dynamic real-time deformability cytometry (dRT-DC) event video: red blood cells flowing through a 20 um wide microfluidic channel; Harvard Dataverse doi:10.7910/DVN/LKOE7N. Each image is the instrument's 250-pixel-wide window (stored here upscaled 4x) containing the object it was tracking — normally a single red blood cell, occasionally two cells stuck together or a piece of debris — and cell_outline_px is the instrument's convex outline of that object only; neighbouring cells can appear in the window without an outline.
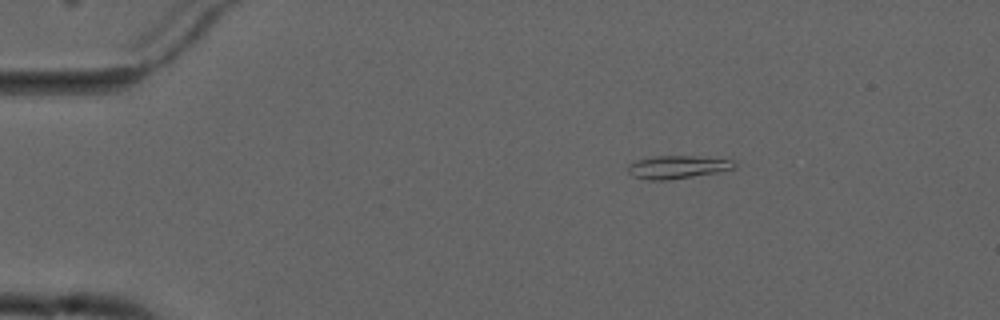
{"species": "common noctule bat (a hibernating species)", "species_latin": "Nyctalus noctula", "temperature_condition": "cold", "stored_images_in_passage": 6, "camera_frame_rate_fps": 3000, "um_per_image_px": 0.085, "animal": {"sex": "male", "forearm_length_mm": 52.5}, "frame": {"image": 1, "passage_image": 3, "time_ms": 2.333, "image_size_px": [1000, 320], "cell_outline_px": [[736, 168], [716, 172], [668, 180], [648, 180], [632, 176], [628, 172], [628, 164], [636, 160], [656, 156], [692, 156], [736, 160]], "centroid_in_image_um": [57.57, 14.2], "position_along_channel_um": 27.4, "area_um2": 14.22}}
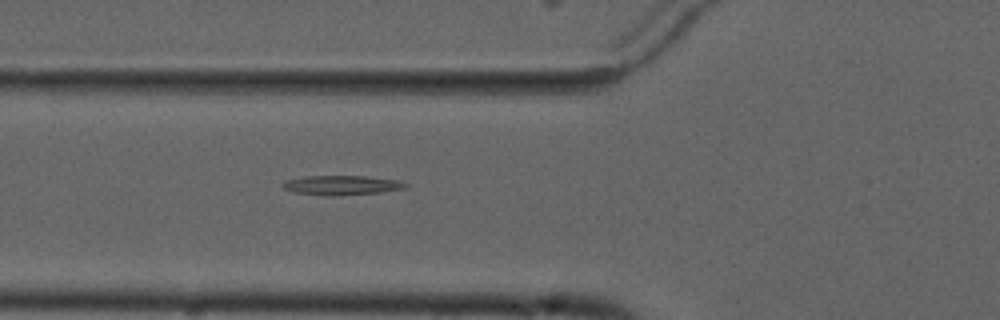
{"frame": {"image": 2, "passage_image": 6, "time_ms": 6.0, "image_size_px": [1000, 320], "cell_outline_px": [[408, 184], [404, 188], [380, 192], [332, 196], [324, 196], [292, 192], [284, 188], [280, 184], [284, 180], [304, 176], [364, 176], [400, 180]], "centroid_in_image_um": [28.97, 15.74], "position_along_channel_um": 96.8, "area_um2": 14.05}}